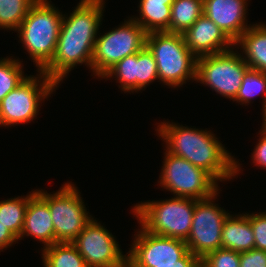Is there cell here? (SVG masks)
Wrapping results in <instances>:
<instances>
[{
    "label": "cell",
    "instance_id": "cell-17",
    "mask_svg": "<svg viewBox=\"0 0 266 267\" xmlns=\"http://www.w3.org/2000/svg\"><path fill=\"white\" fill-rule=\"evenodd\" d=\"M221 234L222 248L239 253L254 249V233L248 213L235 216L229 214L223 224Z\"/></svg>",
    "mask_w": 266,
    "mask_h": 267
},
{
    "label": "cell",
    "instance_id": "cell-8",
    "mask_svg": "<svg viewBox=\"0 0 266 267\" xmlns=\"http://www.w3.org/2000/svg\"><path fill=\"white\" fill-rule=\"evenodd\" d=\"M158 183L176 197L206 199L219 191L218 181L204 169L167 150Z\"/></svg>",
    "mask_w": 266,
    "mask_h": 267
},
{
    "label": "cell",
    "instance_id": "cell-4",
    "mask_svg": "<svg viewBox=\"0 0 266 267\" xmlns=\"http://www.w3.org/2000/svg\"><path fill=\"white\" fill-rule=\"evenodd\" d=\"M196 201L174 196L168 200L136 204L132 212L147 232L186 241L191 231Z\"/></svg>",
    "mask_w": 266,
    "mask_h": 267
},
{
    "label": "cell",
    "instance_id": "cell-7",
    "mask_svg": "<svg viewBox=\"0 0 266 267\" xmlns=\"http://www.w3.org/2000/svg\"><path fill=\"white\" fill-rule=\"evenodd\" d=\"M144 28L131 17L117 28L97 36L91 70L98 78L126 56L138 53L146 45Z\"/></svg>",
    "mask_w": 266,
    "mask_h": 267
},
{
    "label": "cell",
    "instance_id": "cell-12",
    "mask_svg": "<svg viewBox=\"0 0 266 267\" xmlns=\"http://www.w3.org/2000/svg\"><path fill=\"white\" fill-rule=\"evenodd\" d=\"M88 267H127V255H123L114 235L96 219L83 228L71 242Z\"/></svg>",
    "mask_w": 266,
    "mask_h": 267
},
{
    "label": "cell",
    "instance_id": "cell-26",
    "mask_svg": "<svg viewBox=\"0 0 266 267\" xmlns=\"http://www.w3.org/2000/svg\"><path fill=\"white\" fill-rule=\"evenodd\" d=\"M22 61L13 58L0 59V102L28 76L24 75Z\"/></svg>",
    "mask_w": 266,
    "mask_h": 267
},
{
    "label": "cell",
    "instance_id": "cell-34",
    "mask_svg": "<svg viewBox=\"0 0 266 267\" xmlns=\"http://www.w3.org/2000/svg\"><path fill=\"white\" fill-rule=\"evenodd\" d=\"M263 117V123L262 125L266 127V113L262 116Z\"/></svg>",
    "mask_w": 266,
    "mask_h": 267
},
{
    "label": "cell",
    "instance_id": "cell-25",
    "mask_svg": "<svg viewBox=\"0 0 266 267\" xmlns=\"http://www.w3.org/2000/svg\"><path fill=\"white\" fill-rule=\"evenodd\" d=\"M115 76V77H114ZM136 76H137V53L126 56L124 59L116 63L110 68L102 78H116L120 83L119 88L126 92H136Z\"/></svg>",
    "mask_w": 266,
    "mask_h": 267
},
{
    "label": "cell",
    "instance_id": "cell-9",
    "mask_svg": "<svg viewBox=\"0 0 266 267\" xmlns=\"http://www.w3.org/2000/svg\"><path fill=\"white\" fill-rule=\"evenodd\" d=\"M36 192L48 203L55 231V243L72 242L94 217L88 215L80 191L73 183H65L55 193Z\"/></svg>",
    "mask_w": 266,
    "mask_h": 267
},
{
    "label": "cell",
    "instance_id": "cell-1",
    "mask_svg": "<svg viewBox=\"0 0 266 267\" xmlns=\"http://www.w3.org/2000/svg\"><path fill=\"white\" fill-rule=\"evenodd\" d=\"M104 4V0H81L69 16L63 14L54 55L41 70L57 85L78 64L91 69Z\"/></svg>",
    "mask_w": 266,
    "mask_h": 267
},
{
    "label": "cell",
    "instance_id": "cell-20",
    "mask_svg": "<svg viewBox=\"0 0 266 267\" xmlns=\"http://www.w3.org/2000/svg\"><path fill=\"white\" fill-rule=\"evenodd\" d=\"M203 14V0H174L169 33L183 34Z\"/></svg>",
    "mask_w": 266,
    "mask_h": 267
},
{
    "label": "cell",
    "instance_id": "cell-24",
    "mask_svg": "<svg viewBox=\"0 0 266 267\" xmlns=\"http://www.w3.org/2000/svg\"><path fill=\"white\" fill-rule=\"evenodd\" d=\"M37 0H0V28L16 31Z\"/></svg>",
    "mask_w": 266,
    "mask_h": 267
},
{
    "label": "cell",
    "instance_id": "cell-15",
    "mask_svg": "<svg viewBox=\"0 0 266 267\" xmlns=\"http://www.w3.org/2000/svg\"><path fill=\"white\" fill-rule=\"evenodd\" d=\"M183 36L187 47L197 58L225 52L235 46L226 34L204 14L183 33Z\"/></svg>",
    "mask_w": 266,
    "mask_h": 267
},
{
    "label": "cell",
    "instance_id": "cell-31",
    "mask_svg": "<svg viewBox=\"0 0 266 267\" xmlns=\"http://www.w3.org/2000/svg\"><path fill=\"white\" fill-rule=\"evenodd\" d=\"M260 138L254 152L252 153V159L254 165L260 166L263 169L266 168V127L262 125L260 129Z\"/></svg>",
    "mask_w": 266,
    "mask_h": 267
},
{
    "label": "cell",
    "instance_id": "cell-16",
    "mask_svg": "<svg viewBox=\"0 0 266 267\" xmlns=\"http://www.w3.org/2000/svg\"><path fill=\"white\" fill-rule=\"evenodd\" d=\"M29 193L24 224L18 240L24 236H33V239L44 243L43 248H46L55 243V231L48 203L36 190Z\"/></svg>",
    "mask_w": 266,
    "mask_h": 267
},
{
    "label": "cell",
    "instance_id": "cell-19",
    "mask_svg": "<svg viewBox=\"0 0 266 267\" xmlns=\"http://www.w3.org/2000/svg\"><path fill=\"white\" fill-rule=\"evenodd\" d=\"M174 0H140L139 18L131 17L145 32H169L171 5Z\"/></svg>",
    "mask_w": 266,
    "mask_h": 267
},
{
    "label": "cell",
    "instance_id": "cell-23",
    "mask_svg": "<svg viewBox=\"0 0 266 267\" xmlns=\"http://www.w3.org/2000/svg\"><path fill=\"white\" fill-rule=\"evenodd\" d=\"M259 94H263L264 97L262 106L264 115L266 113V73L249 68L243 76V82L233 101L248 105Z\"/></svg>",
    "mask_w": 266,
    "mask_h": 267
},
{
    "label": "cell",
    "instance_id": "cell-22",
    "mask_svg": "<svg viewBox=\"0 0 266 267\" xmlns=\"http://www.w3.org/2000/svg\"><path fill=\"white\" fill-rule=\"evenodd\" d=\"M27 206L28 194L26 197L21 196L0 201V222L18 239L23 228Z\"/></svg>",
    "mask_w": 266,
    "mask_h": 267
},
{
    "label": "cell",
    "instance_id": "cell-6",
    "mask_svg": "<svg viewBox=\"0 0 266 267\" xmlns=\"http://www.w3.org/2000/svg\"><path fill=\"white\" fill-rule=\"evenodd\" d=\"M36 76L29 75L1 100L0 126L30 123L37 116L41 101L57 89L58 85L42 71Z\"/></svg>",
    "mask_w": 266,
    "mask_h": 267
},
{
    "label": "cell",
    "instance_id": "cell-33",
    "mask_svg": "<svg viewBox=\"0 0 266 267\" xmlns=\"http://www.w3.org/2000/svg\"><path fill=\"white\" fill-rule=\"evenodd\" d=\"M18 241V238L0 222V251L12 246Z\"/></svg>",
    "mask_w": 266,
    "mask_h": 267
},
{
    "label": "cell",
    "instance_id": "cell-29",
    "mask_svg": "<svg viewBox=\"0 0 266 267\" xmlns=\"http://www.w3.org/2000/svg\"><path fill=\"white\" fill-rule=\"evenodd\" d=\"M250 223L254 233V248L266 251V212L250 214Z\"/></svg>",
    "mask_w": 266,
    "mask_h": 267
},
{
    "label": "cell",
    "instance_id": "cell-32",
    "mask_svg": "<svg viewBox=\"0 0 266 267\" xmlns=\"http://www.w3.org/2000/svg\"><path fill=\"white\" fill-rule=\"evenodd\" d=\"M200 259L188 251L177 263L152 264V267H198Z\"/></svg>",
    "mask_w": 266,
    "mask_h": 267
},
{
    "label": "cell",
    "instance_id": "cell-18",
    "mask_svg": "<svg viewBox=\"0 0 266 267\" xmlns=\"http://www.w3.org/2000/svg\"><path fill=\"white\" fill-rule=\"evenodd\" d=\"M234 45L241 46L242 57L251 69L266 73V24H252Z\"/></svg>",
    "mask_w": 266,
    "mask_h": 267
},
{
    "label": "cell",
    "instance_id": "cell-3",
    "mask_svg": "<svg viewBox=\"0 0 266 267\" xmlns=\"http://www.w3.org/2000/svg\"><path fill=\"white\" fill-rule=\"evenodd\" d=\"M60 11L48 0H37L16 30L20 42L35 62L37 72L54 55L63 18Z\"/></svg>",
    "mask_w": 266,
    "mask_h": 267
},
{
    "label": "cell",
    "instance_id": "cell-14",
    "mask_svg": "<svg viewBox=\"0 0 266 267\" xmlns=\"http://www.w3.org/2000/svg\"><path fill=\"white\" fill-rule=\"evenodd\" d=\"M248 0H203V14L235 43L250 27L246 13Z\"/></svg>",
    "mask_w": 266,
    "mask_h": 267
},
{
    "label": "cell",
    "instance_id": "cell-30",
    "mask_svg": "<svg viewBox=\"0 0 266 267\" xmlns=\"http://www.w3.org/2000/svg\"><path fill=\"white\" fill-rule=\"evenodd\" d=\"M240 267H266V251L254 248L241 252Z\"/></svg>",
    "mask_w": 266,
    "mask_h": 267
},
{
    "label": "cell",
    "instance_id": "cell-2",
    "mask_svg": "<svg viewBox=\"0 0 266 267\" xmlns=\"http://www.w3.org/2000/svg\"><path fill=\"white\" fill-rule=\"evenodd\" d=\"M157 127L156 131L169 153L204 169L217 181H229L239 174L240 164L211 131L169 121L161 122Z\"/></svg>",
    "mask_w": 266,
    "mask_h": 267
},
{
    "label": "cell",
    "instance_id": "cell-21",
    "mask_svg": "<svg viewBox=\"0 0 266 267\" xmlns=\"http://www.w3.org/2000/svg\"><path fill=\"white\" fill-rule=\"evenodd\" d=\"M42 249L44 267H88L79 251L70 242H57Z\"/></svg>",
    "mask_w": 266,
    "mask_h": 267
},
{
    "label": "cell",
    "instance_id": "cell-11",
    "mask_svg": "<svg viewBox=\"0 0 266 267\" xmlns=\"http://www.w3.org/2000/svg\"><path fill=\"white\" fill-rule=\"evenodd\" d=\"M218 193L195 203L191 231L185 242L188 251L200 260L208 253L222 248V228L230 213L213 203Z\"/></svg>",
    "mask_w": 266,
    "mask_h": 267
},
{
    "label": "cell",
    "instance_id": "cell-13",
    "mask_svg": "<svg viewBox=\"0 0 266 267\" xmlns=\"http://www.w3.org/2000/svg\"><path fill=\"white\" fill-rule=\"evenodd\" d=\"M127 252V267H152V264L177 263L187 252L185 241L149 233L142 227L134 234Z\"/></svg>",
    "mask_w": 266,
    "mask_h": 267
},
{
    "label": "cell",
    "instance_id": "cell-10",
    "mask_svg": "<svg viewBox=\"0 0 266 267\" xmlns=\"http://www.w3.org/2000/svg\"><path fill=\"white\" fill-rule=\"evenodd\" d=\"M236 52V53H235ZM231 50L197 58L196 82L209 86L225 98L234 100L250 68L241 53Z\"/></svg>",
    "mask_w": 266,
    "mask_h": 267
},
{
    "label": "cell",
    "instance_id": "cell-5",
    "mask_svg": "<svg viewBox=\"0 0 266 267\" xmlns=\"http://www.w3.org/2000/svg\"><path fill=\"white\" fill-rule=\"evenodd\" d=\"M146 46L154 56L161 83L176 88L195 81L197 57L187 47L183 34L151 32L146 36Z\"/></svg>",
    "mask_w": 266,
    "mask_h": 267
},
{
    "label": "cell",
    "instance_id": "cell-28",
    "mask_svg": "<svg viewBox=\"0 0 266 267\" xmlns=\"http://www.w3.org/2000/svg\"><path fill=\"white\" fill-rule=\"evenodd\" d=\"M200 264L203 267H240V253L219 248L205 255Z\"/></svg>",
    "mask_w": 266,
    "mask_h": 267
},
{
    "label": "cell",
    "instance_id": "cell-27",
    "mask_svg": "<svg viewBox=\"0 0 266 267\" xmlns=\"http://www.w3.org/2000/svg\"><path fill=\"white\" fill-rule=\"evenodd\" d=\"M155 80H159L156 61L152 52L145 45L137 53L136 93L145 89Z\"/></svg>",
    "mask_w": 266,
    "mask_h": 267
}]
</instances>
